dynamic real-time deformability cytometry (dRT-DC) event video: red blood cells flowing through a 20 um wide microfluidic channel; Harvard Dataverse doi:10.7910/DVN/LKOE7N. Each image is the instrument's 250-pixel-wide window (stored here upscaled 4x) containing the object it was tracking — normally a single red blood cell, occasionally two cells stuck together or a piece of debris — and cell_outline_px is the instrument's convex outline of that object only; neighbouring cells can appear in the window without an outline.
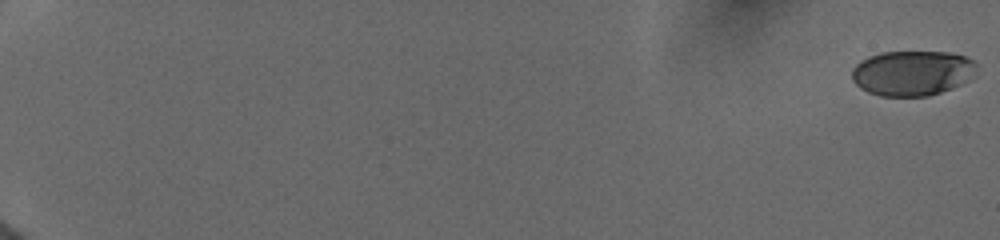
{"species": "human", "species_latin": "Homo sapiens", "temperature_condition": "cold", "stored_images_in_passage": 11, "camera_frame_rate_fps": 3000, "um_per_image_px": 0.085, "donor": {"sex": "female"}, "frame": {"image": 1, "passage_image": 1, "time_ms": 0.0, "image_size_px": [1000, 240], "cell_outline_px": [[976, 64], [968, 80], [952, 88], [928, 96], [880, 96], [868, 92], [860, 88], [852, 80], [852, 68], [860, 60], [884, 52], [948, 52], [964, 56], [972, 60]], "centroid_in_image_um": [77.49, 6.21], "position_along_channel_um": 7.5, "area_um2": 32.48}}
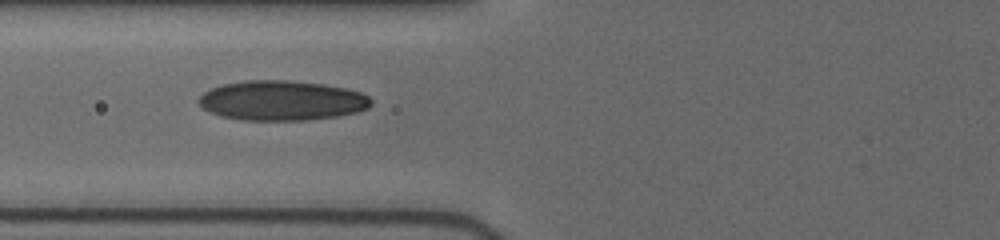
{"frame": {"image": 2, "passage_image": 10, "time_ms": 8.333, "image_size_px": [1000, 240], "cell_outline_px": [[372, 104], [368, 108], [356, 112], [336, 116], [308, 120], [240, 120], [220, 116], [204, 108], [196, 100], [208, 88], [224, 84], [244, 80], [288, 80], [324, 84], [344, 88], [360, 92], [368, 96], [372, 100]], "centroid_in_image_um": [23.94, 8.54], "position_along_channel_um": 101.9, "area_um2": 40.11}}
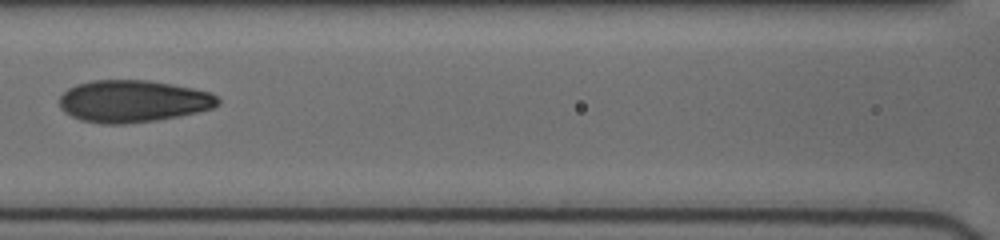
{"frame": {"image": 3, "passage_image": 11, "time_ms": 9.667, "image_size_px": [1000, 240], "cell_outline_px": [[220, 104], [212, 108], [180, 116], [156, 120], [124, 124], [100, 124], [80, 120], [64, 112], [60, 108], [60, 96], [68, 88], [76, 84], [92, 80], [148, 80], [172, 84], [212, 92], [220, 100]], "centroid_in_image_um": [11.3, 8.6], "position_along_channel_um": 155.3, "area_um2": 39.07}}